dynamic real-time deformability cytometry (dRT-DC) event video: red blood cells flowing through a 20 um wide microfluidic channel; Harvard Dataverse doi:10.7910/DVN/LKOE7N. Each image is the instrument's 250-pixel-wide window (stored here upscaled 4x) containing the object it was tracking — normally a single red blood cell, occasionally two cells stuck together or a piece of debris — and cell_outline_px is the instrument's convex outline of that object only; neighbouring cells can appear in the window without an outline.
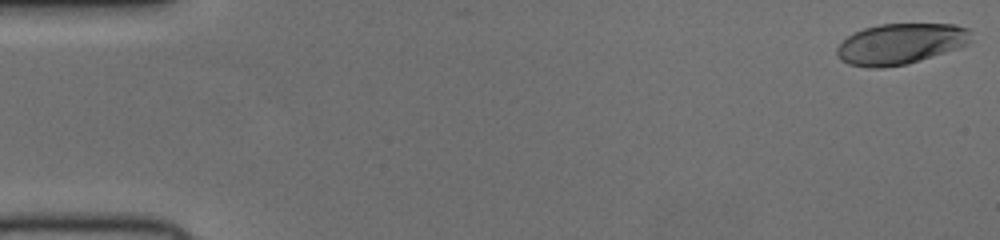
{"species": "human", "species_latin": "Homo sapiens", "temperature_condition": "cold", "stored_images_in_passage": 52, "camera_frame_rate_fps": 3000, "um_per_image_px": 0.085, "donor": {"sex": "female"}, "frame": {"image": 1, "passage_image": 1, "time_ms": 0.0, "image_size_px": [1000, 240], "cell_outline_px": [[972, 40], [968, 44], [920, 60], [904, 64], [880, 68], [868, 68], [848, 64], [840, 60], [836, 52], [836, 48], [848, 36], [864, 28], [880, 24], [956, 24], [968, 28]], "centroid_in_image_um": [76.53, 3.72], "position_along_channel_um": 8.5, "area_um2": 31.73}}
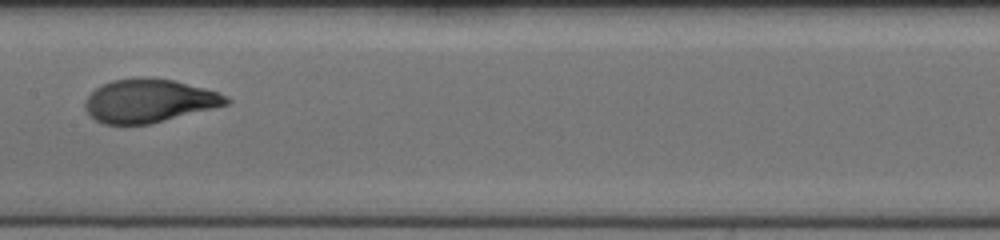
{"frame": {"image": 2, "passage_image": 27, "time_ms": 8.667, "image_size_px": [1000, 240], "cell_outline_px": [[232, 100], [228, 104], [148, 124], [104, 124], [96, 120], [84, 108], [84, 100], [96, 88], [112, 80], [148, 76], [176, 80], [220, 92], [228, 96]], "centroid_in_image_um": [12.68, 8.54], "position_along_channel_um": 194.7, "area_um2": 35.66}}
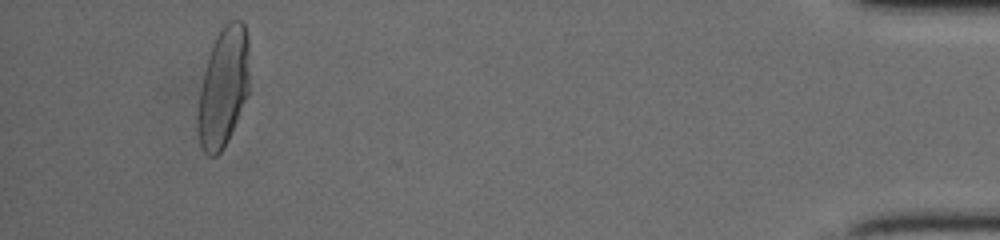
{"frame": {"image": 3, "passage_image": 49, "time_ms": 16.0, "image_size_px": [1000, 240], "cell_outline_px": [[248, 92], [228, 140], [220, 152], [216, 156], [208, 156], [200, 148], [196, 128], [196, 116], [200, 88], [208, 56], [212, 44], [220, 28], [228, 20], [240, 20], [244, 24], [248, 36]], "centroid_in_image_um": [18.95, 7.42], "position_along_channel_um": 416.3, "area_um2": 36.18}}